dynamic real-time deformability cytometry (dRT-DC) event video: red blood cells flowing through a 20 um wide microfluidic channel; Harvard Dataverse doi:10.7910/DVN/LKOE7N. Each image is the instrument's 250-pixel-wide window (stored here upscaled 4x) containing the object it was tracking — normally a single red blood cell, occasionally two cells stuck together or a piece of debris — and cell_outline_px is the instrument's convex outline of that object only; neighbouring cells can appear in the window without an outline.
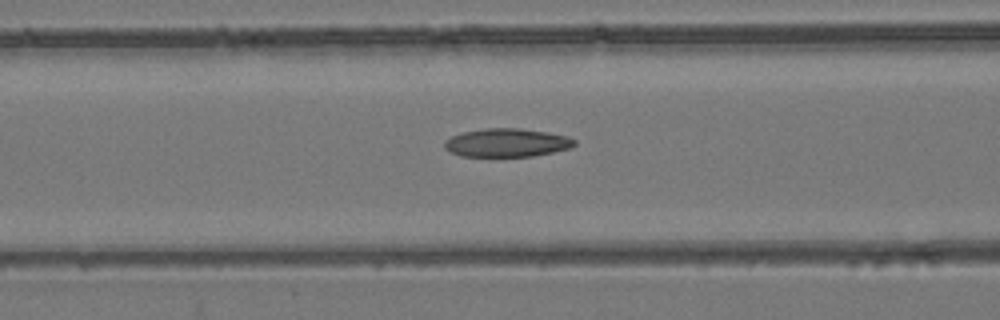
{"species": "common noctule bat (a hibernating species)", "species_latin": "Nyctalus noctula", "temperature_condition": "room temperature", "stored_images_in_passage": 55, "camera_frame_rate_fps": 3000, "um_per_image_px": 0.085, "animal": {"sex": "female", "body_mass_g": 24.6, "forearm_length_mm": 56.2}, "frame": {"image": 1, "passage_image": 23, "time_ms": 7.333, "image_size_px": [1000, 320], "cell_outline_px": [[576, 144], [572, 148], [532, 156], [460, 156], [444, 148], [444, 140], [452, 136], [464, 132], [484, 128], [520, 128], [548, 132], [568, 136], [576, 140]], "centroid_in_image_um": [43.1, 12.12], "position_along_channel_um": 123.5, "area_um2": 21.56}}
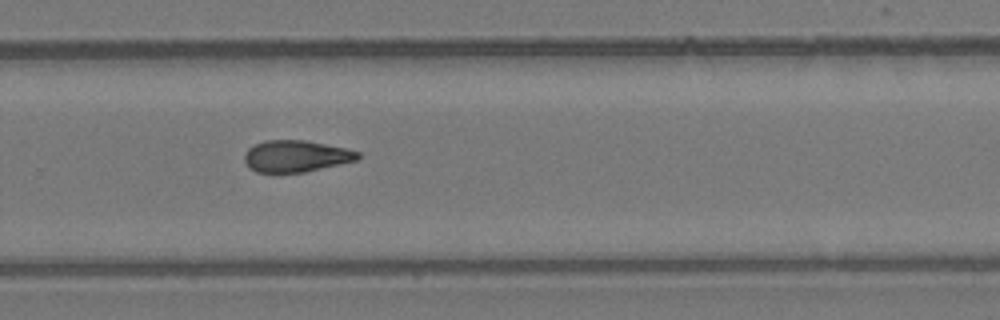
{"frame": {"image": 2, "passage_image": 37, "time_ms": 12.0, "image_size_px": [1000, 320], "cell_outline_px": [[360, 156], [356, 160], [340, 164], [304, 172], [256, 172], [248, 168], [244, 160], [244, 152], [248, 148], [264, 140], [304, 140], [348, 148], [360, 152]], "centroid_in_image_um": [25.14, 13.26], "position_along_channel_um": 304.7, "area_um2": 20.98}}
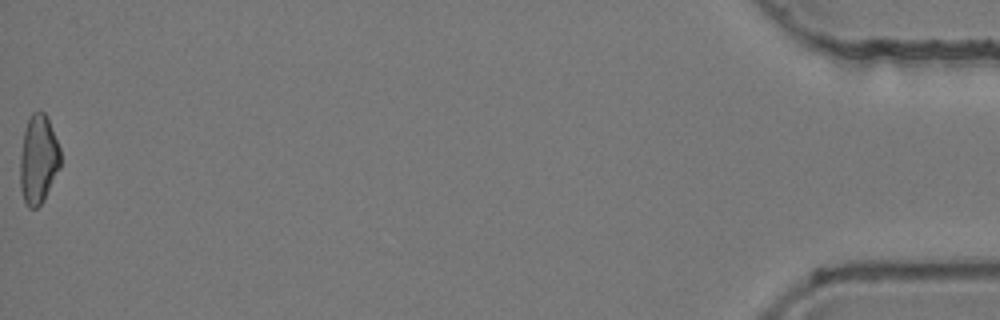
{"frame": {"image": 3, "passage_image": 55, "time_ms": 18.0, "image_size_px": [1000, 320], "cell_outline_px": [[60, 168], [44, 200], [36, 208], [28, 208], [24, 200], [20, 188], [20, 156], [24, 132], [28, 120], [32, 112], [44, 112], [48, 120], [60, 148]], "centroid_in_image_um": [3.25, 13.59], "position_along_channel_um": 431.9, "area_um2": 20.75}, "authors_computed_cell_mechanics": {"area_um2": 21.5594, "velocity_mm_per_s": 3.8889, "shape_relaxation_time_tau1_ms": null, "shape_relaxation_time_tau2_ms": 6.2316, "deformation_change_tau1": null, "deformation_change_tau2": 0.1319}}